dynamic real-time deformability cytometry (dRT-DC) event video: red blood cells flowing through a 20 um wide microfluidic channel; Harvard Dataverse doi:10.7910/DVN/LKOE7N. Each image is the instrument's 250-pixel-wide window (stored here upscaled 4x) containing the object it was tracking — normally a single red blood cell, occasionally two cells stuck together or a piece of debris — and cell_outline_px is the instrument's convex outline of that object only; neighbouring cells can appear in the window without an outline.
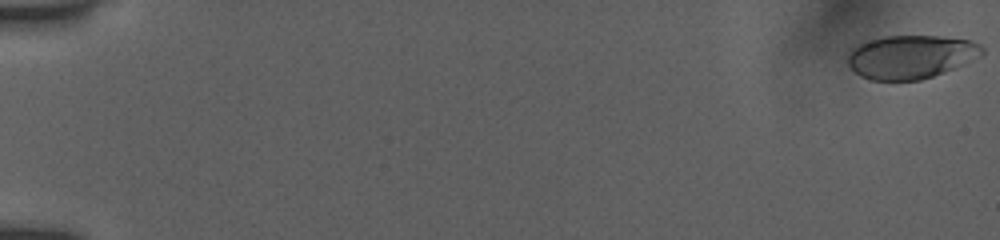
{"species": "human", "species_latin": "Homo sapiens", "temperature_condition": "room temperature", "stored_images_in_passage": 54, "camera_frame_rate_fps": 3000, "um_per_image_px": 0.085, "donor": {"sex": "female"}, "frame": {"image": 1, "passage_image": 1, "time_ms": 0.0, "image_size_px": [1000, 240], "cell_outline_px": [[984, 52], [980, 56], [964, 64], [944, 72], [920, 80], [872, 80], [860, 76], [848, 64], [848, 52], [852, 48], [860, 44], [884, 36], [940, 36], [972, 40], [980, 44], [984, 48]], "centroid_in_image_um": [77.45, 4.82], "position_along_channel_um": 7.6, "area_um2": 33.93}}
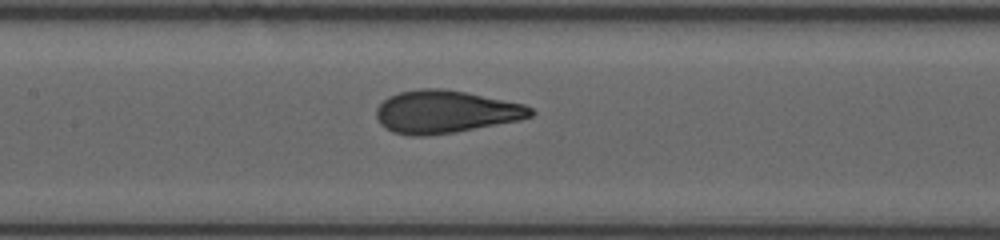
{"frame": {"image": 2, "passage_image": 28, "time_ms": 9.0, "image_size_px": [1000, 240], "cell_outline_px": [[536, 112], [532, 116], [520, 120], [456, 132], [424, 136], [412, 136], [392, 132], [380, 124], [376, 116], [376, 108], [388, 96], [400, 92], [420, 88], [444, 88], [524, 104], [532, 108]], "centroid_in_image_um": [37.86, 9.5], "position_along_channel_um": 169.5, "area_um2": 38.44}}
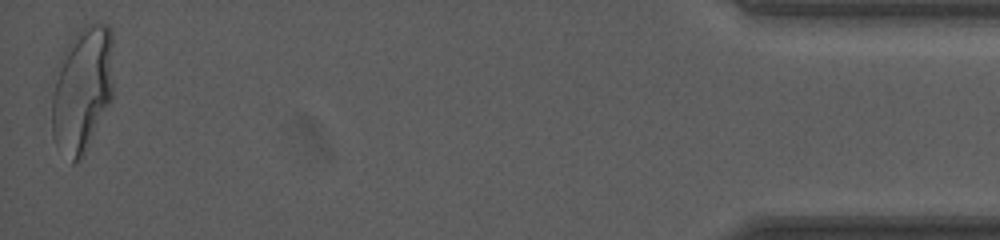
{"frame": {"image": 3, "passage_image": 54, "time_ms": 17.667, "image_size_px": [1000, 240], "cell_outline_px": [[112, 96], [80, 160], [72, 164], [56, 144], [52, 136], [52, 76], [60, 56], [76, 32], [80, 28], [96, 20], [108, 24], [112, 28]], "centroid_in_image_um": [6.95, 7.51], "position_along_channel_um": 428.2, "area_um2": 45.6}, "authors_computed_cell_mechanics": {"area_um2": 37.8301, "velocity_mm_per_s": 3.919, "shape_relaxation_time_tau1_ms": 4.7324, "shape_relaxation_time_tau2_ms": null, "deformation_change_tau1": 0.2062, "deformation_change_tau2": null}}